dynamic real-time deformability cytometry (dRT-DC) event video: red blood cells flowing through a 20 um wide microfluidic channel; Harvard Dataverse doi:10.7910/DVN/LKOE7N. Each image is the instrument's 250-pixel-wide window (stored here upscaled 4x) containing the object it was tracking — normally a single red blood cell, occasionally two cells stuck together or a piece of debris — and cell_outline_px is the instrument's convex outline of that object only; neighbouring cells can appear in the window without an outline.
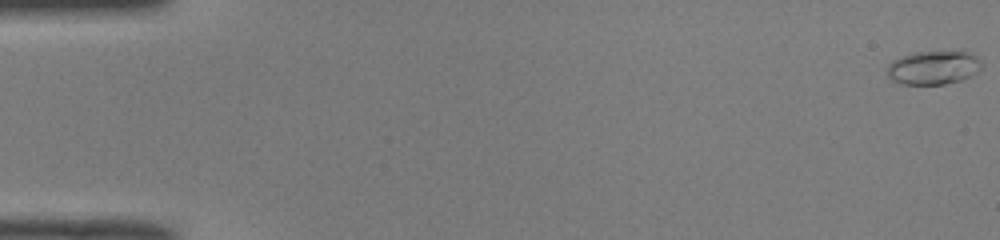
{"species": "common noctule bat (a hibernating species)", "species_latin": "Nyctalus noctula", "temperature_condition": "room temperature", "stored_images_in_passage": 52, "camera_frame_rate_fps": 3000, "um_per_image_px": 0.085, "animal": {"sex": "male", "body_mass_g": 19.0, "forearm_length_mm": 50.8}, "frame": {"image": 1, "passage_image": 1, "time_ms": 0.0, "image_size_px": [1000, 240], "cell_outline_px": [[980, 68], [976, 72], [960, 80], [944, 84], [900, 84], [892, 80], [888, 76], [888, 64], [892, 60], [900, 56], [912, 52], [960, 48], [976, 56], [980, 60]], "centroid_in_image_um": [79.33, 5.68], "position_along_channel_um": 5.7, "area_um2": 19.13}}
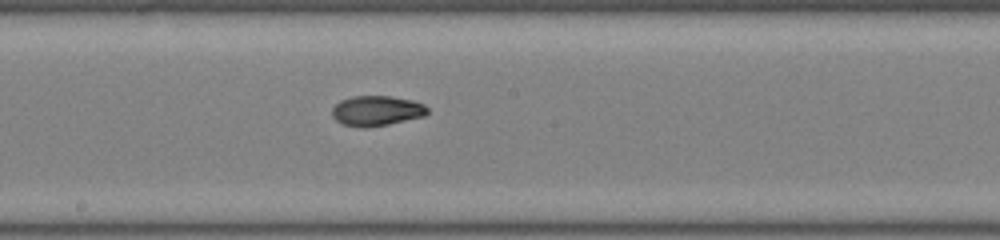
{"frame": {"image": 2, "passage_image": 29, "time_ms": 9.333, "image_size_px": [1000, 240], "cell_outline_px": [[428, 112], [424, 116], [388, 124], [364, 128], [344, 124], [336, 120], [332, 116], [332, 108], [340, 100], [352, 96], [392, 96], [412, 100], [424, 104], [428, 108]], "centroid_in_image_um": [32.01, 9.4], "position_along_channel_um": 216.2, "area_um2": 16.7}}
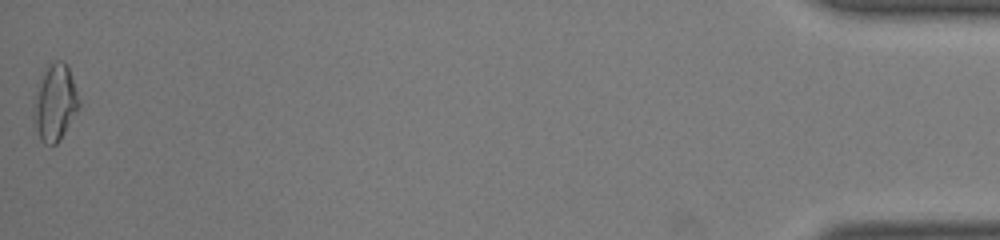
{"frame": {"image": 3, "passage_image": 52, "time_ms": 17.0, "image_size_px": [1000, 240], "cell_outline_px": [[80, 104], [76, 112], [60, 140], [56, 144], [44, 144], [40, 140], [32, 124], [32, 112], [36, 96], [48, 64], [56, 60], [60, 60], [68, 64]], "centroid_in_image_um": [4.66, 8.77], "position_along_channel_um": 430.5, "area_um2": 19.88}, "authors_computed_cell_mechanics": {"area_um2": 16.7042, "velocity_mm_per_s": 4.0216, "shape_relaxation_time_tau1_ms": 9.8666, "shape_relaxation_time_tau2_ms": 2.3475, "deformation_change_tau1": 0.2796, "deformation_change_tau2": 0.0518}}